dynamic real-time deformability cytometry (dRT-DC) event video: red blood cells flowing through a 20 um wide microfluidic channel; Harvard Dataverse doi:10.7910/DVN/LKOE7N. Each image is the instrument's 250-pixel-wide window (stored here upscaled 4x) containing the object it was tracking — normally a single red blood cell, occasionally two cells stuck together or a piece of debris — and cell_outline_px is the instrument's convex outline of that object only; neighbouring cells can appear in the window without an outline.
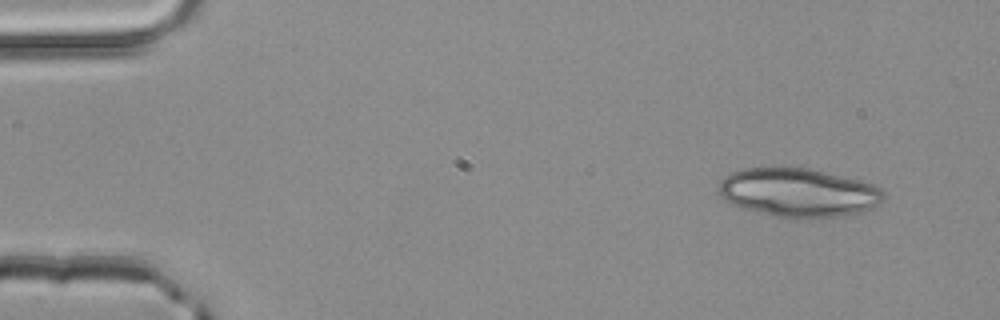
{"species": "common noctule bat (a hibernating species)", "species_latin": "Nyctalus noctula", "temperature_condition": "room temperature", "stored_images_in_passage": 3, "camera_frame_rate_fps": 3000, "um_per_image_px": 0.085, "animal": {"sex": "male", "body_mass_g": 20.4}, "frame": {"image": 1, "passage_image": 1, "time_ms": 0.0, "image_size_px": [1000, 320], "cell_outline_px": [[884, 200], [872, 208], [860, 212], [840, 216], [772, 216], [756, 212], [732, 204], [724, 200], [720, 196], [716, 188], [716, 184], [724, 176], [740, 168], [808, 168], [872, 184], [880, 188], [884, 192]], "centroid_in_image_um": [67.79, 16.35], "position_along_channel_um": 17.2, "area_um2": 46.24}}